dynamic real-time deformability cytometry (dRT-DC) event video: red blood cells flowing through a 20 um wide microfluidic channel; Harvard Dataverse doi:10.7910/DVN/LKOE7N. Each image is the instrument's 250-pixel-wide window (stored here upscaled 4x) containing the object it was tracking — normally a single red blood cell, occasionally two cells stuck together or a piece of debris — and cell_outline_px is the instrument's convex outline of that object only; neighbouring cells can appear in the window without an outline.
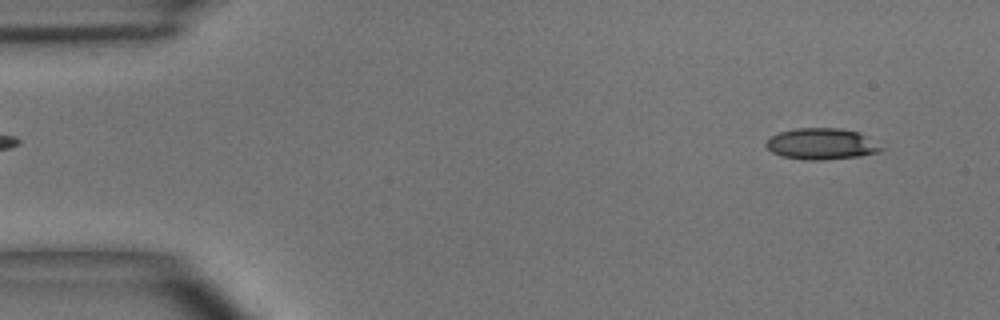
{"species": "common noctule bat (a hibernating species)", "species_latin": "Nyctalus noctula", "temperature_condition": "room temperature", "stored_images_in_passage": 49, "camera_frame_rate_fps": 3000, "um_per_image_px": 0.085, "animal": {"sex": "male", "body_mass_g": 15.6}, "frame": {"image": 1, "passage_image": 3, "time_ms": 0.667, "image_size_px": [1000, 320], "cell_outline_px": [[884, 148], [880, 152], [860, 156], [824, 160], [804, 160], [780, 156], [772, 152], [764, 144], [772, 136], [780, 132], [796, 128], [840, 128], [860, 132]], "centroid_in_image_um": [69.84, 12.24], "position_along_channel_um": 15.2, "area_um2": 21.04}}
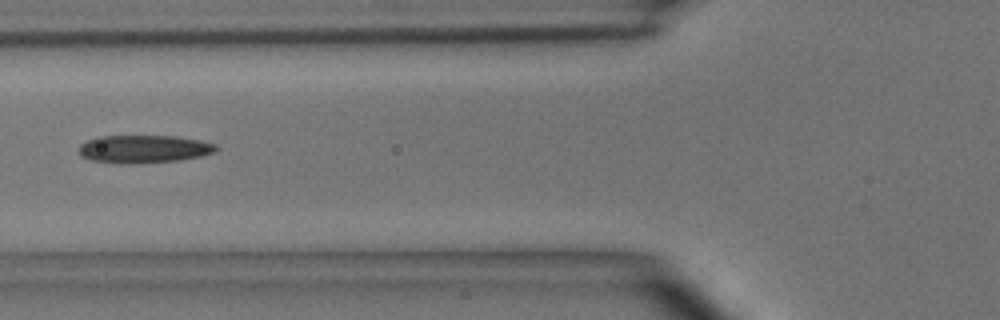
{"frame": {"image": 2, "passage_image": 18, "time_ms": 5.667, "image_size_px": [1000, 320], "cell_outline_px": [[220, 148], [216, 152], [200, 156], [180, 160], [132, 164], [120, 164], [92, 160], [80, 156], [80, 144], [84, 140], [96, 136], [176, 136], [200, 140], [216, 144]], "centroid_in_image_um": [12.22, 12.66], "position_along_channel_um": 113.6, "area_um2": 22.6}}
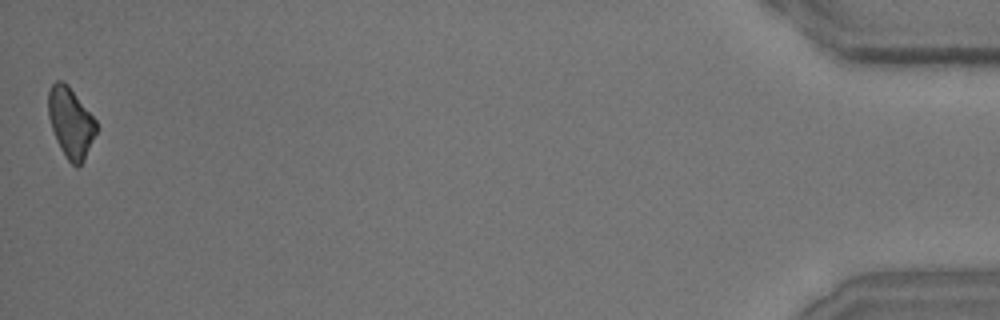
{"frame": {"image": 3, "passage_image": 49, "time_ms": 16.0, "image_size_px": [1000, 320], "cell_outline_px": [[96, 132], [84, 160], [76, 168], [68, 160], [60, 148], [56, 140], [48, 116], [48, 92], [52, 84], [56, 80], [64, 80], [68, 84], [96, 120]], "centroid_in_image_um": [5.99, 10.39], "position_along_channel_um": 429.2, "area_um2": 19.54}, "authors_computed_cell_mechanics": {"area_um2": 21.5016, "velocity_mm_per_s": 3.951, "shape_relaxation_time_tau1_ms": null, "shape_relaxation_time_tau2_ms": 4.2445, "deformation_change_tau1": null, "deformation_change_tau2": 0.1378}}